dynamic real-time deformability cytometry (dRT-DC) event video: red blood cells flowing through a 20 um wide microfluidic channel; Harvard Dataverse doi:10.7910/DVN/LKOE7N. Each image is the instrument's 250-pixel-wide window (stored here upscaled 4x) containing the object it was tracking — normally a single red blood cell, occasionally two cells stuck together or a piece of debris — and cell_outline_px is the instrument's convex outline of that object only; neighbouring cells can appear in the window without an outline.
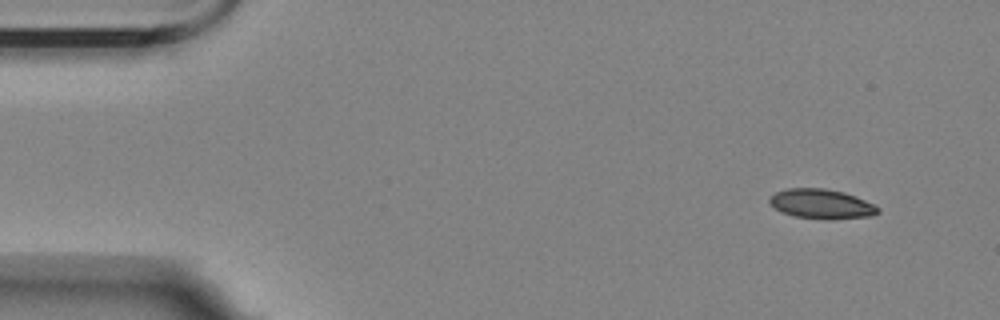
{"species": "Egyptian fruit bat (a non-hibernating species)", "species_latin": "Rousettus aegyptiacus", "temperature_condition": "room temperature", "stored_images_in_passage": 6, "camera_frame_rate_fps": 3000, "um_per_image_px": 0.085, "animal": {"sex": "female"}, "frame": {"image": 1, "passage_image": 1, "time_ms": 0.0, "image_size_px": [1000, 320], "cell_outline_px": [[880, 212], [872, 216], [792, 216], [776, 208], [768, 200], [776, 192], [784, 188], [824, 188], [844, 192], [856, 196], [876, 204], [880, 208]], "centroid_in_image_um": [69.84, 17.26], "position_along_channel_um": 15.2, "area_um2": 17.74}}
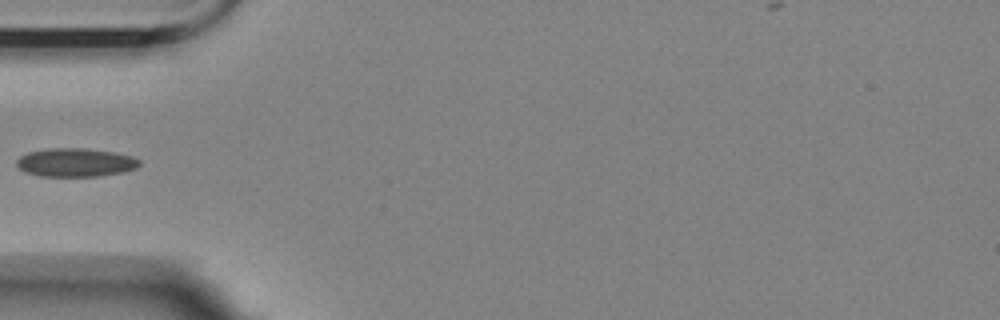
{"frame": {"image": 2, "passage_image": 5, "time_ms": 4.667, "image_size_px": [1000, 320], "cell_outline_px": [[140, 164], [136, 168], [120, 172], [100, 176], [40, 176], [24, 172], [16, 164], [16, 160], [20, 156], [28, 152], [48, 148], [84, 148], [112, 152], [132, 156], [140, 160]], "centroid_in_image_um": [6.39, 13.81], "position_along_channel_um": 78.6, "area_um2": 20.35}}
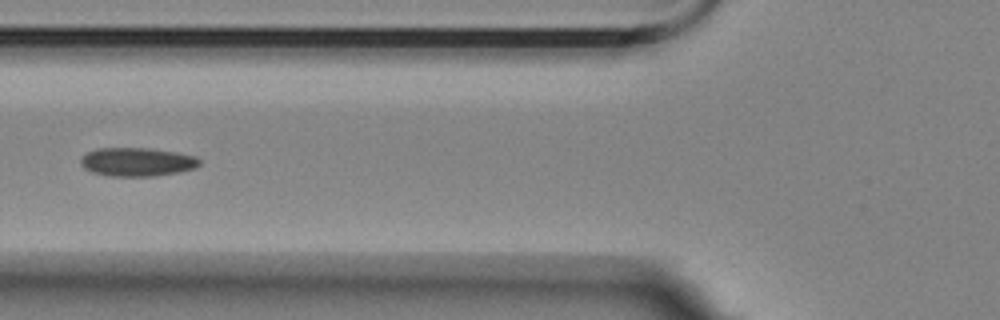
{"frame": {"image": 3, "passage_image": 6, "time_ms": 5.667, "image_size_px": [1000, 320], "cell_outline_px": [[200, 164], [196, 168], [180, 172], [152, 176], [108, 176], [92, 172], [84, 168], [80, 164], [80, 160], [88, 152], [96, 148], [148, 148], [176, 152], [196, 156], [200, 160]], "centroid_in_image_um": [11.67, 13.76], "position_along_channel_um": 114.1, "area_um2": 19.88}}